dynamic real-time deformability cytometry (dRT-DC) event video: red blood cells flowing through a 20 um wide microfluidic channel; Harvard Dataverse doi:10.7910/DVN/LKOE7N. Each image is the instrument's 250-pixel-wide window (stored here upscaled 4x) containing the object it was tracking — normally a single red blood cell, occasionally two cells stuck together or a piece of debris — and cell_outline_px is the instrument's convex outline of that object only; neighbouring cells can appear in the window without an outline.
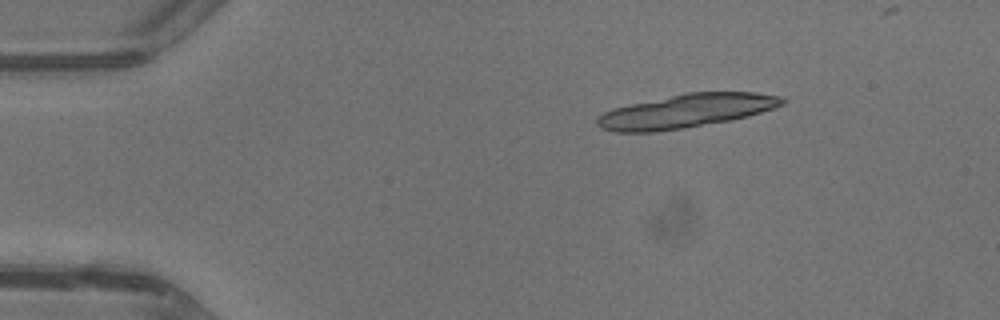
{"species": "common noctule bat (a hibernating species)", "species_latin": "Nyctalus noctula", "temperature_condition": "warm", "stored_images_in_passage": 5, "camera_frame_rate_fps": 3000, "um_per_image_px": 0.085, "animal": {"sex": "male", "body_mass_g": 13.3}, "frame": {"image": 1, "passage_image": 2, "time_ms": 1.333, "image_size_px": [1000, 320], "cell_outline_px": [[788, 100], [784, 104], [748, 116], [728, 120], [656, 132], [616, 132], [600, 128], [596, 124], [596, 120], [604, 112], [612, 108], [684, 92], [756, 92], [780, 96]], "centroid_in_image_um": [58.3, 9.42], "position_along_channel_um": 26.7, "area_um2": 36.07}}
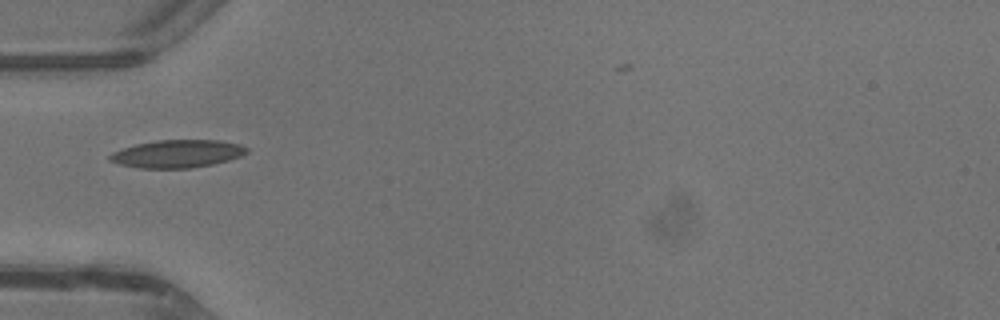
{"frame": {"image": 2, "passage_image": 4, "time_ms": 4.0, "image_size_px": [1000, 320], "cell_outline_px": [[248, 152], [240, 156], [228, 160], [212, 164], [188, 168], [140, 168], [120, 164], [108, 160], [108, 156], [112, 152], [136, 144], [160, 140], [220, 140], [240, 144], [248, 148]], "centroid_in_image_um": [15.07, 13.06], "position_along_channel_um": 69.9, "area_um2": 22.02}}
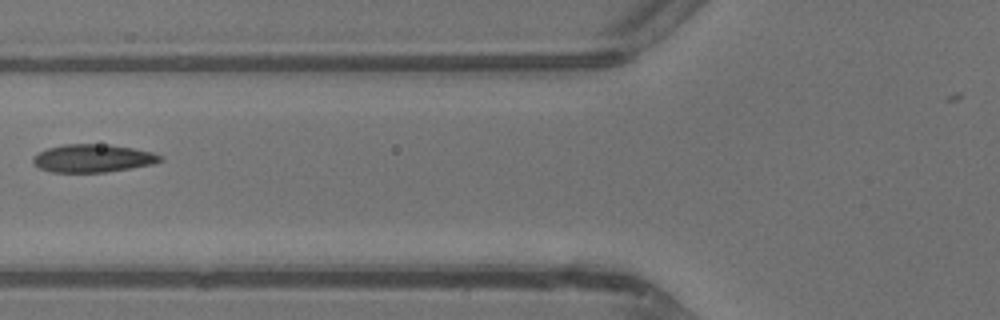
{"frame": {"image": 3, "passage_image": 5, "time_ms": 5.0, "image_size_px": [1000, 320], "cell_outline_px": [[164, 160], [152, 164], [104, 172], [52, 172], [40, 168], [32, 164], [32, 156], [48, 148], [64, 144], [108, 144], [132, 148], [152, 152], [160, 156]], "centroid_in_image_um": [7.85, 13.45], "position_along_channel_um": 118.0, "area_um2": 20.58}}